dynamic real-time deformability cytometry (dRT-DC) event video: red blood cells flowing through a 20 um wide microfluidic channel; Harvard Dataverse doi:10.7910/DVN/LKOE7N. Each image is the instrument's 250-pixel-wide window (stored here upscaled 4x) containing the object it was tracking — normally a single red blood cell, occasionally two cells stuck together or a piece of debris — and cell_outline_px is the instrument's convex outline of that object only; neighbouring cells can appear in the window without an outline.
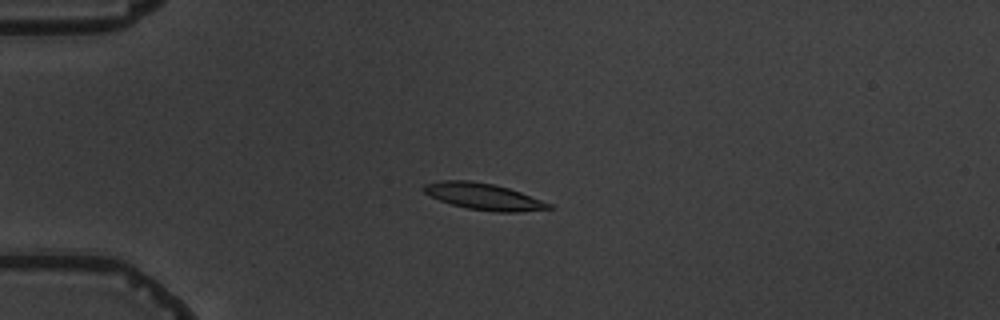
{"species": "common noctule bat (a hibernating species)", "species_latin": "Nyctalus noctula", "temperature_condition": "warm", "stored_images_in_passage": 6, "camera_frame_rate_fps": 3000, "um_per_image_px": 0.085, "animal": {"sex": "male", "body_mass_g": 19.5, "forearm_length_mm": 54.6}, "frame": {"image": 1, "passage_image": 5, "time_ms": 5.0, "image_size_px": [1000, 320], "cell_outline_px": [[556, 208], [516, 212], [496, 212], [468, 208], [452, 204], [440, 200], [424, 192], [424, 184], [440, 180], [468, 180], [492, 184], [508, 188], [520, 192], [552, 204]], "centroid_in_image_um": [41.13, 16.7], "position_along_channel_um": 43.9, "area_um2": 19.07}}